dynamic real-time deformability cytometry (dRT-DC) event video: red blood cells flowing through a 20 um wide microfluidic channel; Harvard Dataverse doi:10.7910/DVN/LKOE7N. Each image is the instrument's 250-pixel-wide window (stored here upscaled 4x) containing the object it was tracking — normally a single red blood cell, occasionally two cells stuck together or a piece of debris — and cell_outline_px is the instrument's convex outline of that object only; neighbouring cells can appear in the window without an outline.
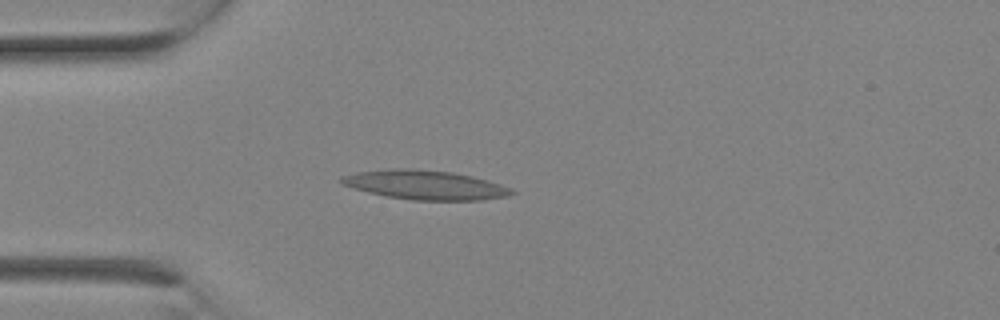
{"species": "Egyptian fruit bat (a non-hibernating species)", "species_latin": "Rousettus aegyptiacus", "temperature_condition": "room temperature", "stored_images_in_passage": 2, "camera_frame_rate_fps": 3000, "um_per_image_px": 0.085, "animal": {"sex": "female"}, "frame": {"image": 1, "passage_image": 2, "time_ms": 0.333, "image_size_px": [1000, 320], "cell_outline_px": [[516, 192], [508, 196], [480, 200], [412, 200], [388, 196], [368, 192], [344, 184], [336, 180], [340, 176], [356, 172], [392, 168], [412, 168], [452, 172], [472, 176], [488, 180], [512, 188]], "centroid_in_image_um": [36.14, 15.71], "position_along_channel_um": 48.9, "area_um2": 29.02}}